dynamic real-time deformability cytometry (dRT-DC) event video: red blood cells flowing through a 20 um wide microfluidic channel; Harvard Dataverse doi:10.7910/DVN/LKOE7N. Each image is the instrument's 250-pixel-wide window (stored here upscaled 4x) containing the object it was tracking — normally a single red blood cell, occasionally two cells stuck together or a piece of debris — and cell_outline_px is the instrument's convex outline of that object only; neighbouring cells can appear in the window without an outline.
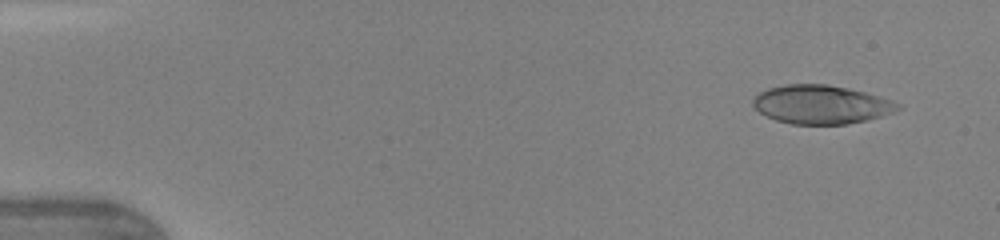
{"species": "human", "species_latin": "Homo sapiens", "temperature_condition": "warm", "stored_images_in_passage": 46, "camera_frame_rate_fps": 3000, "um_per_image_px": 0.085, "donor": {"sex": "female"}, "frame": {"image": 1, "passage_image": 3, "time_ms": 0.667, "image_size_px": [1000, 240], "cell_outline_px": [[904, 108], [868, 120], [844, 124], [792, 124], [776, 120], [760, 112], [752, 104], [752, 100], [760, 92], [768, 88], [788, 84], [828, 84], [848, 88], [864, 92], [892, 100], [900, 104]], "centroid_in_image_um": [69.81, 8.88], "position_along_channel_um": 15.2, "area_um2": 32.48}}
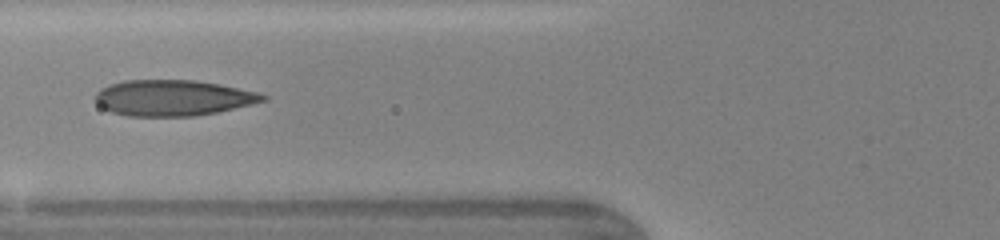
{"frame": {"image": 2, "passage_image": 18, "time_ms": 5.667, "image_size_px": [1000, 240], "cell_outline_px": [[268, 100], [252, 104], [216, 112], [196, 116], [128, 116], [112, 112], [104, 108], [96, 100], [96, 92], [100, 88], [108, 84], [124, 80], [196, 80], [220, 84], [260, 92], [268, 96]], "centroid_in_image_um": [14.74, 8.31], "position_along_channel_um": 111.1, "area_um2": 35.14}}
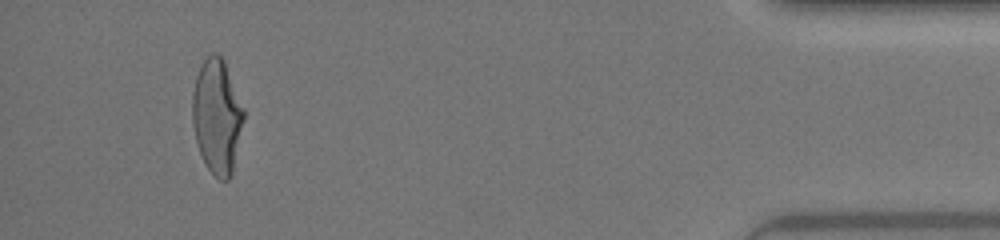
{"frame": {"image": 3, "passage_image": 43, "time_ms": 14.0, "image_size_px": [1000, 240], "cell_outline_px": [[244, 120], [232, 172], [228, 180], [220, 180], [208, 168], [200, 152], [196, 140], [192, 124], [192, 92], [196, 76], [204, 60], [212, 52], [216, 52], [224, 60], [244, 108]], "centroid_in_image_um": [18.44, 9.86], "position_along_channel_um": 416.8, "area_um2": 34.04}, "authors_computed_cell_mechanics": {"area_um2": 34.3621, "velocity_mm_per_s": 4.3698, "shape_relaxation_time_tau1_ms": 4.2612, "shape_relaxation_time_tau2_ms": 0.7669, "deformation_change_tau1": 0.2106, "deformation_change_tau2": 0.0967}}